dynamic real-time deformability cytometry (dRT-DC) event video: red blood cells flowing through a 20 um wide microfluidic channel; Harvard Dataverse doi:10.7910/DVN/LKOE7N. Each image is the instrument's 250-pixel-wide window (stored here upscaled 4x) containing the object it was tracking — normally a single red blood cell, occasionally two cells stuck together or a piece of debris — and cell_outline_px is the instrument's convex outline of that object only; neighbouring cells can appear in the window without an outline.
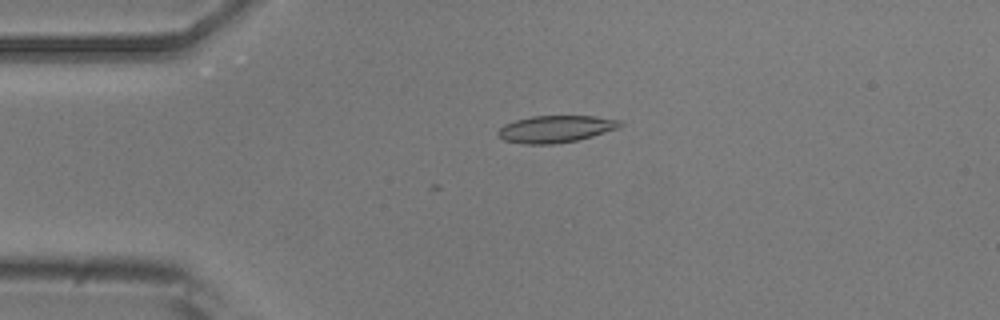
{"species": "common noctule bat (a hibernating species)", "species_latin": "Nyctalus noctula", "temperature_condition": "room temperature", "stored_images_in_passage": 3, "camera_frame_rate_fps": 3000, "um_per_image_px": 0.085, "animal": {"sex": "male", "body_mass_g": 20.5, "forearm_length_mm": 52.5}, "frame": {"image": 1, "passage_image": 2, "time_ms": 1.667, "image_size_px": [1000, 320], "cell_outline_px": [[624, 124], [620, 128], [592, 136], [576, 140], [552, 144], [524, 144], [504, 140], [496, 136], [496, 132], [504, 124], [516, 120], [532, 116], [596, 116], [620, 120]], "centroid_in_image_um": [47.23, 10.96], "position_along_channel_um": 37.8, "area_um2": 19.31}}